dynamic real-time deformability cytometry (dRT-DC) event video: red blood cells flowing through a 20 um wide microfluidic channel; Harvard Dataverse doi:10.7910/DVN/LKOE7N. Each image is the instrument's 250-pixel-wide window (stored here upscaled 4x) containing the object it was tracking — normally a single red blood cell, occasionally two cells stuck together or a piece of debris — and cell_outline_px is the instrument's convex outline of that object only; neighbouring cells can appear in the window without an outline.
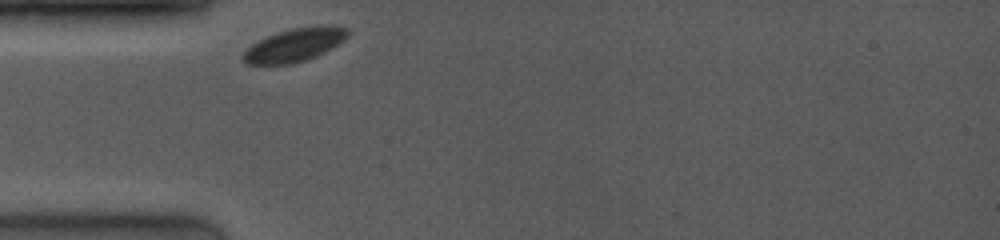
{"species": "common noctule bat (a hibernating species)", "species_latin": "Nyctalus noctula", "temperature_condition": "room temperature", "stored_images_in_passage": 25, "camera_frame_rate_fps": 4000, "um_per_image_px": 0.085, "animal": {"sex": "female", "body_mass_g": 19.0, "forearm_length_mm": 53.3}, "frame": {"image": 1, "passage_image": 1, "time_ms": 0.0, "image_size_px": [1000, 240], "cell_outline_px": [[348, 36], [344, 40], [332, 48], [316, 56], [292, 64], [248, 64], [240, 56], [252, 44], [276, 32], [292, 28], [320, 24], [328, 24], [348, 28]], "centroid_in_image_um": [25.08, 3.79], "position_along_channel_um": 59.9, "area_um2": 20.35}}
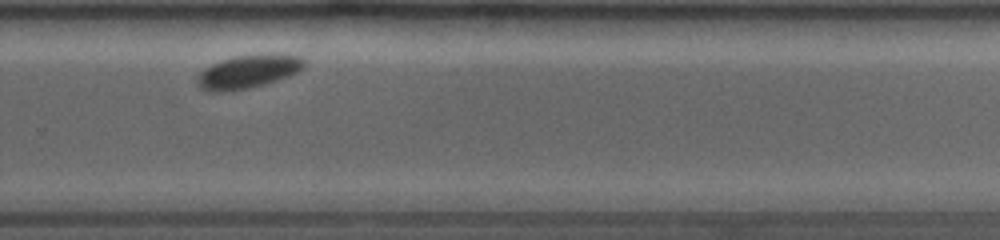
{"frame": {"image": 2, "passage_image": 19, "time_ms": 6.75, "image_size_px": [1000, 240], "cell_outline_px": [[308, 60], [304, 68], [288, 76], [264, 84], [248, 88], [228, 92], [216, 92], [200, 88], [196, 84], [196, 76], [204, 68], [220, 60], [236, 56], [268, 52], [276, 52], [300, 56]], "centroid_in_image_um": [21.12, 6.05], "position_along_channel_um": 308.7, "area_um2": 21.39}}
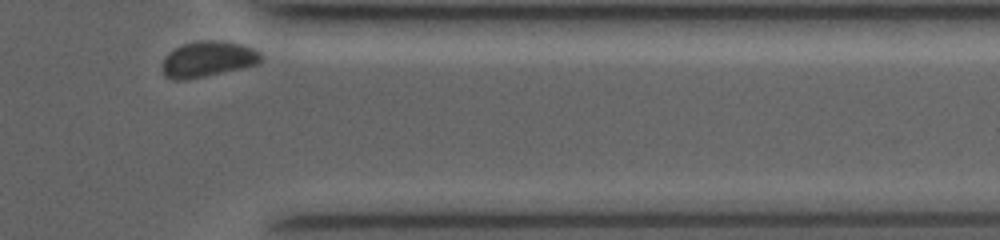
{"frame": {"image": 3, "passage_image": 25, "time_ms": 9.0, "image_size_px": [1000, 240], "cell_outline_px": [[260, 64], [204, 76], [180, 80], [172, 80], [164, 76], [160, 68], [164, 56], [168, 52], [184, 44], [204, 40], [212, 40], [240, 44], [252, 48], [260, 52]], "centroid_in_image_um": [17.61, 5.04], "position_along_channel_um": 393.8, "area_um2": 20.4}}